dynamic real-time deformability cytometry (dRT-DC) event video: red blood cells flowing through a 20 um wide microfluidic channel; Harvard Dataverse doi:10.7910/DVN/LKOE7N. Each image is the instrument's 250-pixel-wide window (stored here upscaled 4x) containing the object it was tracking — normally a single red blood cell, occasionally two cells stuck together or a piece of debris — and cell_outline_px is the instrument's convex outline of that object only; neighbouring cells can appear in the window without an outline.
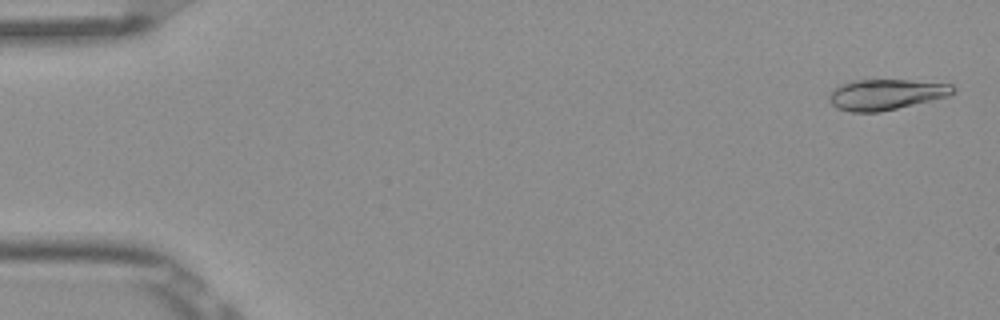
{"species": "Egyptian fruit bat (a non-hibernating species)", "species_latin": "Rousettus aegyptiacus", "temperature_condition": "room temperature", "stored_images_in_passage": 5, "camera_frame_rate_fps": 3000, "um_per_image_px": 0.085, "frame": {"image": 1, "passage_image": 1, "time_ms": 0.0, "image_size_px": [1000, 320], "cell_outline_px": [[956, 92], [948, 96], [932, 100], [880, 112], [852, 112], [836, 108], [828, 100], [828, 92], [832, 88], [840, 84], [852, 80], [908, 80], [952, 84], [956, 88]], "centroid_in_image_um": [75.27, 8.02], "position_along_channel_um": 9.7, "area_um2": 22.37}}
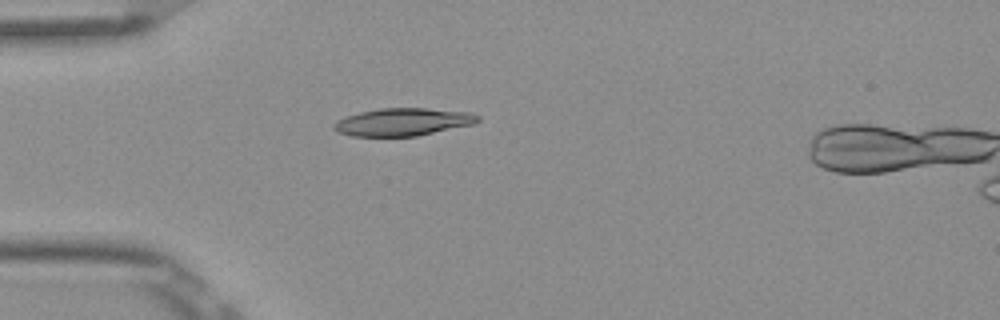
{"frame": {"image": 2, "passage_image": 5, "time_ms": 1.333, "image_size_px": [1000, 320], "cell_outline_px": [[480, 120], [472, 124], [416, 136], [352, 136], [340, 132], [332, 128], [332, 124], [348, 116], [360, 112], [380, 108], [424, 108], [472, 112], [480, 116]], "centroid_in_image_um": [34.27, 10.36], "position_along_channel_um": 50.7, "area_um2": 22.95}}